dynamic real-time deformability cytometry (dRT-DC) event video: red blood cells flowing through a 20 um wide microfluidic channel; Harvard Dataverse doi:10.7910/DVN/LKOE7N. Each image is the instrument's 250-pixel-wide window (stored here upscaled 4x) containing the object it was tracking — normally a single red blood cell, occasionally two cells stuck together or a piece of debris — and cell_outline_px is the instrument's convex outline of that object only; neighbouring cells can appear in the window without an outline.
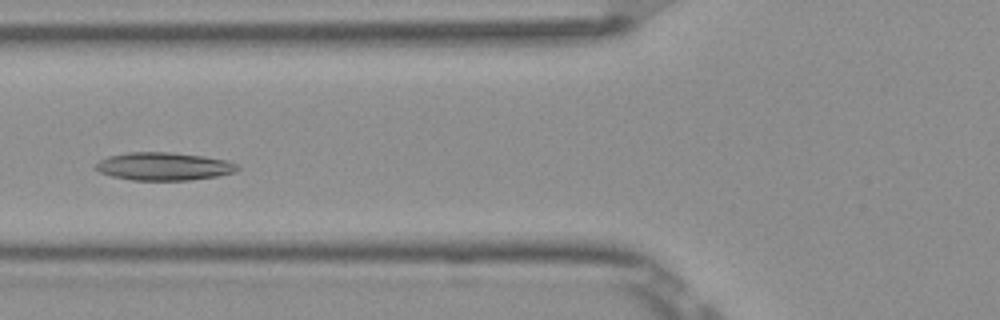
{"species": "Egyptian fruit bat (a non-hibernating species)", "species_latin": "Rousettus aegyptiacus", "temperature_condition": "room temperature", "stored_images_in_passage": 31, "camera_frame_rate_fps": 3000, "um_per_image_px": 0.085, "frame": {"image": 1, "passage_image": 7, "time_ms": 2.0, "image_size_px": [1000, 320], "cell_outline_px": [[240, 168], [236, 172], [216, 176], [192, 180], [132, 180], [112, 176], [100, 172], [96, 168], [96, 164], [100, 160], [108, 156], [128, 152], [172, 152], [204, 156], [228, 160], [240, 164]], "centroid_in_image_um": [13.98, 14.13], "position_along_channel_um": 111.8, "area_um2": 23.24}}
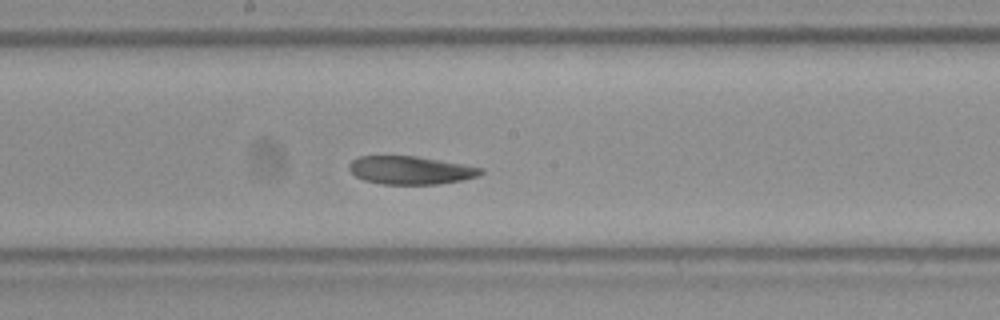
{"frame": {"image": 2, "passage_image": 15, "time_ms": 4.667, "image_size_px": [1000, 320], "cell_outline_px": [[484, 172], [476, 176], [460, 180], [436, 184], [384, 184], [364, 180], [356, 176], [348, 168], [348, 164], [352, 160], [360, 156], [416, 156], [464, 164], [484, 168]], "centroid_in_image_um": [34.89, 14.46], "position_along_channel_um": 213.3, "area_um2": 21.44}}
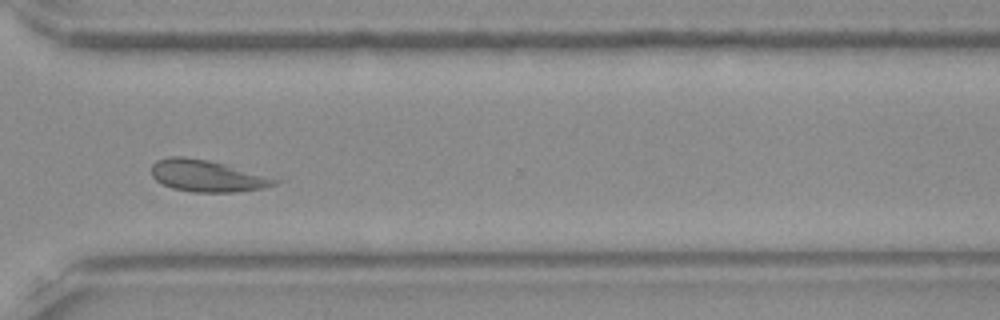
{"frame": {"image": 3, "passage_image": 26, "time_ms": 8.333, "image_size_px": [1000, 320], "cell_outline_px": [[284, 180], [276, 184], [264, 188], [236, 192], [192, 192], [172, 188], [156, 180], [152, 176], [152, 164], [156, 160], [168, 156], [184, 156], [208, 160], [228, 164]], "centroid_in_image_um": [17.65, 14.94], "position_along_channel_um": 352.9, "area_um2": 23.18}, "authors_computed_cell_mechanics": {"area_um2": 22.9466, "velocity_mm_per_s": 3.8036, "shape_relaxation_time_tau1_ms": null, "shape_relaxation_time_tau2_ms": 5.286, "deformation_change_tau1": null, "deformation_change_tau2": 0.109}}